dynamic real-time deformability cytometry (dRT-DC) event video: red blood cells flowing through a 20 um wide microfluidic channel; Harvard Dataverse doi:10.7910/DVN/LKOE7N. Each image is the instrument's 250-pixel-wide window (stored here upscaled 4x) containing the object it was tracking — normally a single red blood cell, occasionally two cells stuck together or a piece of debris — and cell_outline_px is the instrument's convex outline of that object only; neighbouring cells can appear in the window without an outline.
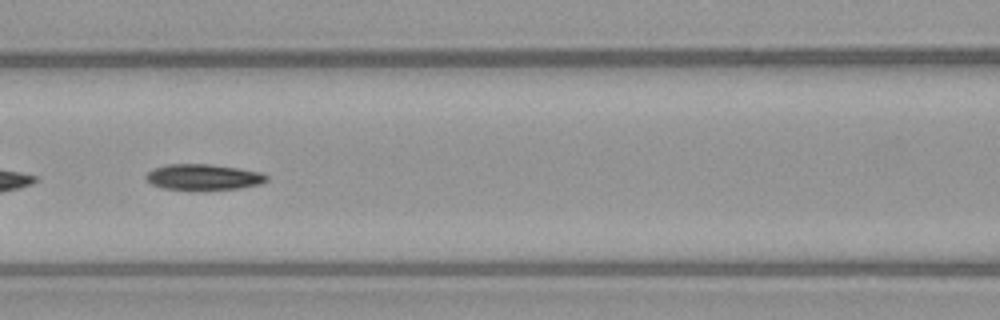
{"species": "common noctule bat (a hibernating species)", "species_latin": "Nyctalus noctula", "temperature_condition": "warm", "stored_images_in_passage": 51, "segment_of_instrument_passage": [2, 2], "camera_frame_rate_fps": 3000, "um_per_image_px": 0.085, "animal": {"sex": "female", "body_mass_g": 21.9}, "frame": {"image": 1, "passage_image": 23, "time_ms": 7.333, "image_size_px": [1000, 320], "cell_outline_px": [[268, 180], [260, 184], [240, 188], [160, 188], [152, 184], [144, 176], [152, 168], [168, 164], [208, 164], [236, 168], [260, 172], [268, 176]], "centroid_in_image_um": [17.27, 15.02], "position_along_channel_um": 149.3, "area_um2": 17.57}}
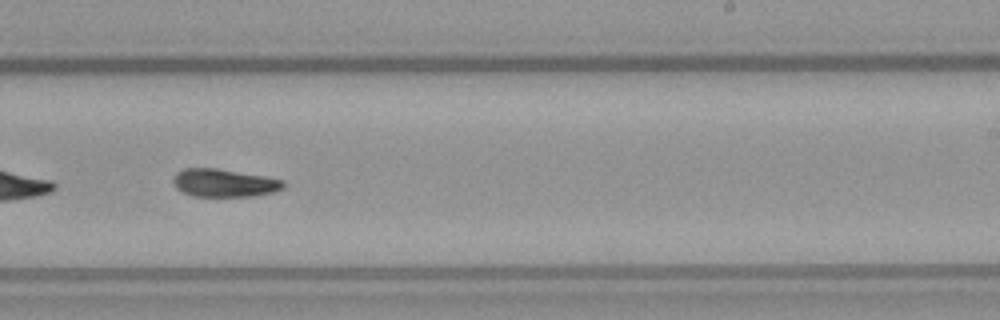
{"frame": {"image": 2, "passage_image": 32, "time_ms": 10.333, "image_size_px": [1000, 320], "cell_outline_px": [[284, 188], [272, 192], [256, 196], [192, 196], [176, 188], [172, 180], [176, 172], [184, 168], [216, 168], [264, 176], [284, 180]], "centroid_in_image_um": [19.04, 15.54], "position_along_channel_um": 270.0, "area_um2": 17.92}}
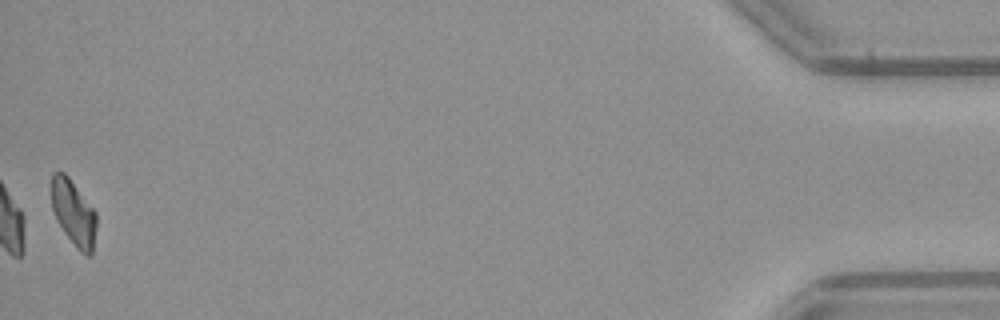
{"frame": {"image": 3, "passage_image": 51, "time_ms": 16.667, "image_size_px": [1000, 320], "cell_outline_px": [[96, 228], [92, 256], [88, 256], [80, 252], [76, 248], [64, 232], [56, 220], [52, 208], [52, 172], [64, 172], [68, 176], [96, 212]], "centroid_in_image_um": [6.26, 18.12], "position_along_channel_um": 428.9, "area_um2": 17.17}}